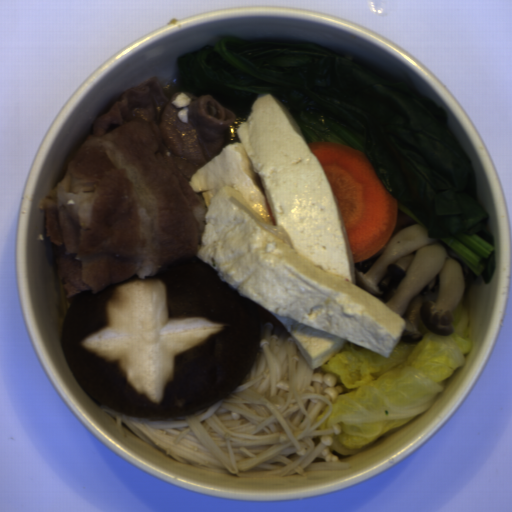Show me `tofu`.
<instances>
[{
    "mask_svg": "<svg viewBox=\"0 0 512 512\" xmlns=\"http://www.w3.org/2000/svg\"><path fill=\"white\" fill-rule=\"evenodd\" d=\"M192 175L205 203L197 256L290 333L310 369L350 342L390 357L406 321L357 285L333 188L287 106L258 97Z\"/></svg>",
    "mask_w": 512,
    "mask_h": 512,
    "instance_id": "obj_1",
    "label": "tofu"
}]
</instances>
